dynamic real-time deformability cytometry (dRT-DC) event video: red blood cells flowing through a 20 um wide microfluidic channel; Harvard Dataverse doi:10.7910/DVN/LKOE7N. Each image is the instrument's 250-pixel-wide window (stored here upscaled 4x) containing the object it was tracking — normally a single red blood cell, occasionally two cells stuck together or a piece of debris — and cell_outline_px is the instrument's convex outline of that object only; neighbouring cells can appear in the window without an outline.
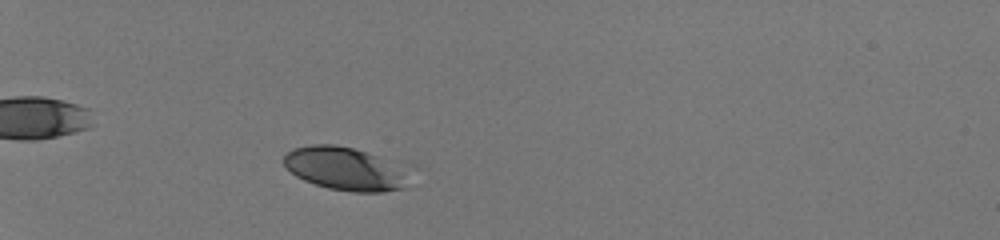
{"species": "human", "species_latin": "Homo sapiens", "temperature_condition": "room temperature", "stored_images_in_passage": 42, "camera_frame_rate_fps": 3000, "um_per_image_px": 0.085, "donor": {"sex": "male"}, "frame": {"image": 1, "passage_image": 8, "time_ms": 2.333, "image_size_px": [1000, 240], "cell_outline_px": [[420, 168], [404, 188], [384, 192], [352, 192], [328, 188], [304, 180], [296, 176], [284, 164], [284, 156], [292, 148], [312, 144], [336, 144], [416, 164]], "centroid_in_image_um": [29.65, 14.33], "position_along_channel_um": 55.3, "area_um2": 33.64}}
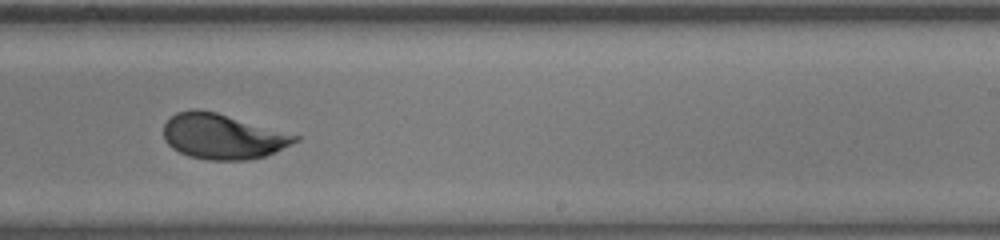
{"frame": {"image": 2, "passage_image": 27, "time_ms": 8.667, "image_size_px": [1000, 240], "cell_outline_px": [[300, 140], [276, 152], [264, 156], [248, 160], [208, 160], [188, 156], [172, 148], [164, 140], [164, 124], [176, 112], [192, 108], [196, 108], [216, 112], [300, 136]], "centroid_in_image_um": [18.92, 11.6], "position_along_channel_um": 270.1, "area_um2": 34.68}}
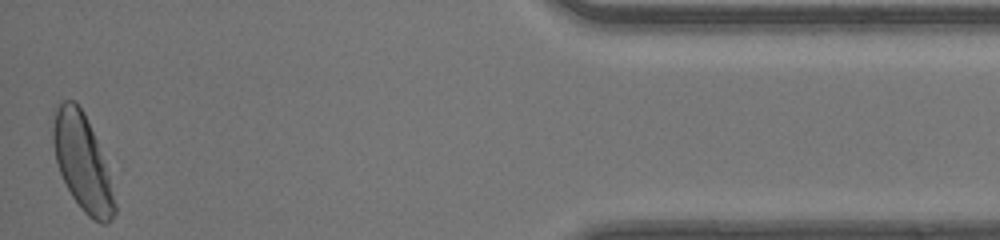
{"frame": {"image": 3, "passage_image": 42, "time_ms": 13.667, "image_size_px": [1000, 240], "cell_outline_px": [[116, 212], [112, 220], [108, 224], [100, 224], [92, 220], [80, 208], [72, 196], [60, 172], [56, 160], [52, 140], [52, 108], [60, 100], [76, 100], [84, 112], [96, 140], [108, 176], [116, 204]], "centroid_in_image_um": [6.95, 13.77], "position_along_channel_um": 428.2, "area_um2": 34.45}, "authors_computed_cell_mechanics": {"area_um2": 34.4777, "velocity_mm_per_s": 4.1448, "shape_relaxation_time_tau1_ms": 2.4904, "shape_relaxation_time_tau2_ms": null, "deformation_change_tau1": 0.1238, "deformation_change_tau2": null}}